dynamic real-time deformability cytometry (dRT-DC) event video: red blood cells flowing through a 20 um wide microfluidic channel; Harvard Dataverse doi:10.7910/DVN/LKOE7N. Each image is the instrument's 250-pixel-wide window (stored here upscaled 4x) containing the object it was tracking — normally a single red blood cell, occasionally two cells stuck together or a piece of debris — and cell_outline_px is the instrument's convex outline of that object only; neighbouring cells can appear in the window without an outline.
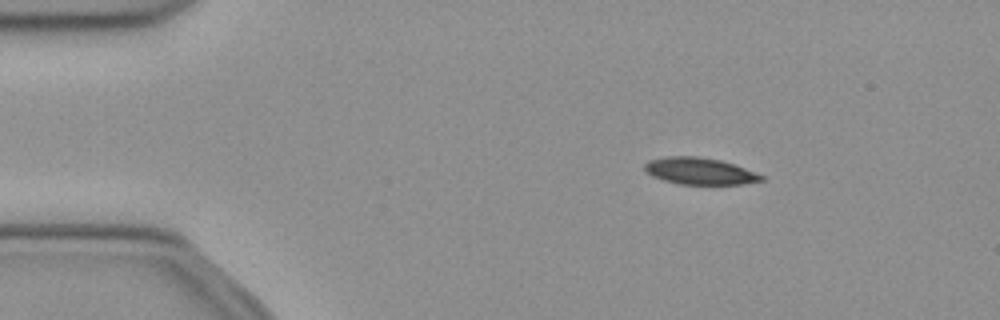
{"species": "common noctule bat (a hibernating species)", "species_latin": "Nyctalus noctula", "temperature_condition": "cold", "stored_images_in_passage": 51, "camera_frame_rate_fps": 3000, "um_per_image_px": 0.085, "animal": {"sex": "female", "body_mass_g": 21.9}, "frame": {"image": 1, "passage_image": 7, "time_ms": 2.0, "image_size_px": [1000, 320], "cell_outline_px": [[764, 180], [740, 184], [680, 184], [664, 180], [652, 176], [644, 168], [644, 164], [648, 160], [664, 156], [700, 156], [720, 160], [744, 168], [764, 176]], "centroid_in_image_um": [59.43, 14.53], "position_along_channel_um": 25.6, "area_um2": 18.09}}
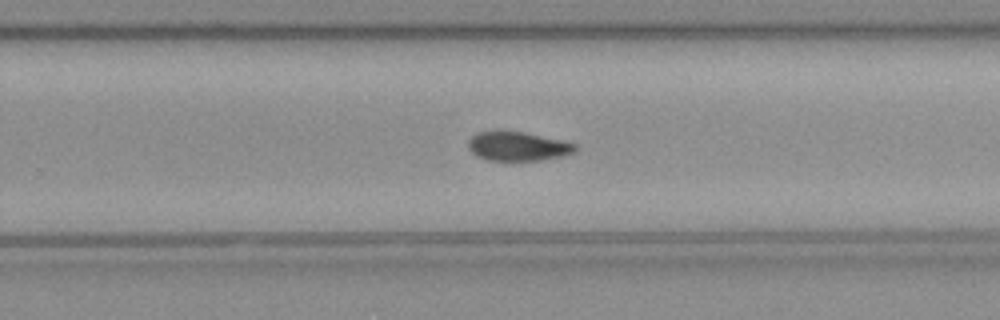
{"frame": {"image": 2, "passage_image": 32, "time_ms": 10.333, "image_size_px": [1000, 320], "cell_outline_px": [[576, 152], [564, 156], [540, 160], [488, 160], [476, 156], [468, 148], [468, 140], [476, 132], [496, 128], [500, 128], [524, 132], [564, 140], [576, 144]], "centroid_in_image_um": [43.98, 12.39], "position_along_channel_um": 285.8, "area_um2": 18.84}}
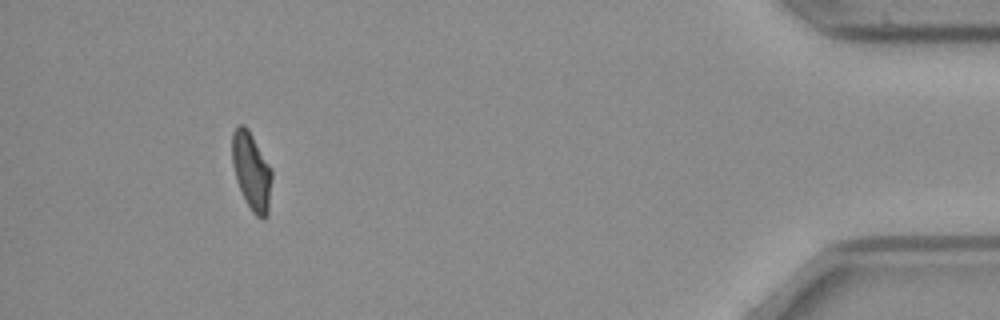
{"frame": {"image": 3, "passage_image": 47, "time_ms": 15.333, "image_size_px": [1000, 320], "cell_outline_px": [[272, 176], [268, 216], [264, 220], [260, 220], [252, 212], [244, 200], [236, 180], [232, 164], [232, 132], [236, 124], [244, 124], [248, 128], [272, 168]], "centroid_in_image_um": [21.38, 14.56], "position_along_channel_um": 413.8, "area_um2": 18.5}, "authors_computed_cell_mechanics": {"area_um2": 18.785, "velocity_mm_per_s": 3.923, "shape_relaxation_time_tau1_ms": 7.8433, "shape_relaxation_time_tau2_ms": null, "deformation_change_tau1": 0.1651, "deformation_change_tau2": null}}